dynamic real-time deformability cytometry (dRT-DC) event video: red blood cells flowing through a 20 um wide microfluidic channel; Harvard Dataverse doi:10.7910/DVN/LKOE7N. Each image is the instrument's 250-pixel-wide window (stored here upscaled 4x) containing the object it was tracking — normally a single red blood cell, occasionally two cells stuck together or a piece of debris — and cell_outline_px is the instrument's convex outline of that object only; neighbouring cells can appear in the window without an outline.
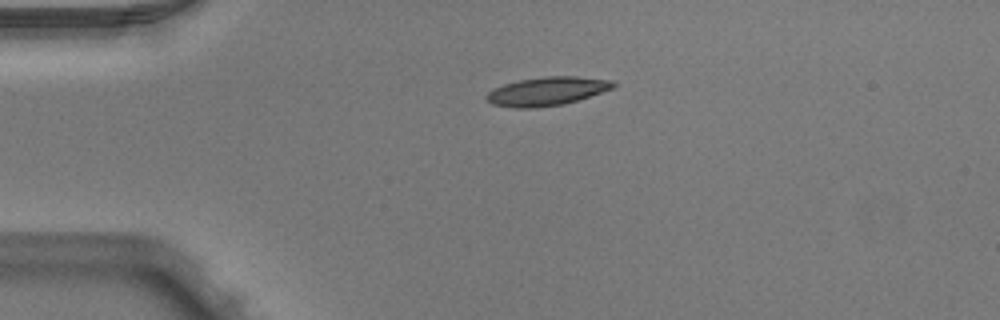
{"species": "Egyptian fruit bat (a non-hibernating species)", "species_latin": "Rousettus aegyptiacus", "temperature_condition": "warm", "stored_images_in_passage": 40, "camera_frame_rate_fps": 3000, "um_per_image_px": 0.085, "animal": {"sex": "male"}, "frame": {"image": 1, "passage_image": 1, "time_ms": 0.0, "image_size_px": [1000, 320], "cell_outline_px": [[616, 84], [612, 88], [564, 104], [536, 108], [512, 108], [492, 104], [484, 100], [484, 96], [488, 92], [504, 84], [520, 80], [544, 76], [576, 76], [612, 80]], "centroid_in_image_um": [46.43, 7.76], "position_along_channel_um": 38.6, "area_um2": 21.04}}
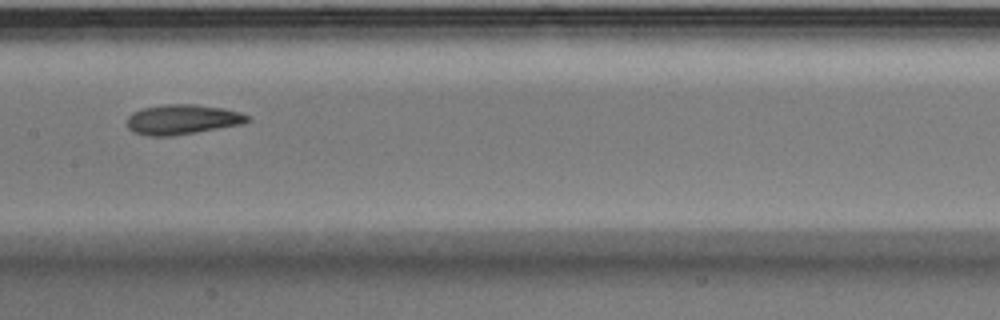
{"frame": {"image": 2, "passage_image": 15, "time_ms": 4.667, "image_size_px": [1000, 320], "cell_outline_px": [[252, 120], [240, 124], [196, 132], [172, 136], [148, 136], [132, 132], [128, 128], [128, 116], [132, 112], [140, 108], [168, 104], [196, 104], [224, 108], [240, 112], [248, 116]], "centroid_in_image_um": [15.47, 10.15], "position_along_channel_um": 191.9, "area_um2": 21.04}}
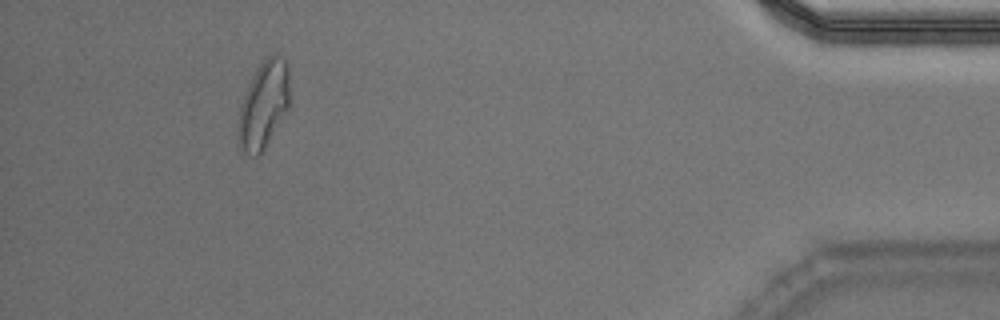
{"frame": {"image": 3, "passage_image": 36, "time_ms": 11.667, "image_size_px": [1000, 320], "cell_outline_px": [[288, 108], [264, 148], [256, 156], [244, 152], [240, 148], [236, 128], [240, 104], [248, 84], [256, 68], [268, 56], [276, 52], [288, 64]], "centroid_in_image_um": [22.37, 8.88], "position_along_channel_um": 412.8, "area_um2": 25.95}, "authors_computed_cell_mechanics": {"area_um2": 21.0392, "velocity_mm_per_s": 3.9953, "shape_relaxation_time_tau1_ms": 7.7147, "shape_relaxation_time_tau2_ms": 2.091, "deformation_change_tau1": 0.2433, "deformation_change_tau2": 0.0923}}